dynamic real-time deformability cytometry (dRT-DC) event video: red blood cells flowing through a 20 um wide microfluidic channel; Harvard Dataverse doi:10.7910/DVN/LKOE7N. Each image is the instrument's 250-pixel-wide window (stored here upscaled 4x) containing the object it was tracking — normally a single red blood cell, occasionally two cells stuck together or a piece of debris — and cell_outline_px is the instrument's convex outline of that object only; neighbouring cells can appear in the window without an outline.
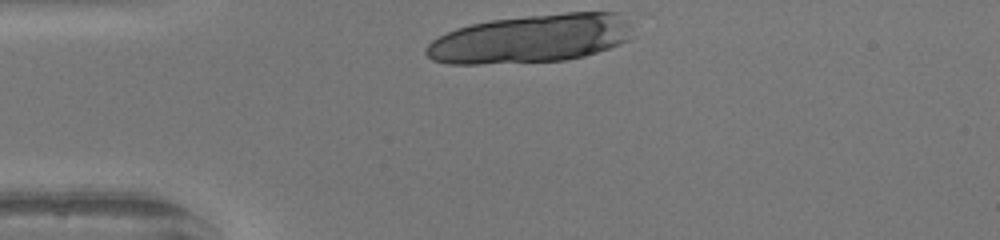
{"species": "human", "species_latin": "Homo sapiens", "temperature_condition": "warm", "stored_images_in_passage": 20, "camera_frame_rate_fps": 3000, "um_per_image_px": 0.085, "donor": {"sex": "female"}, "frame": {"image": 1, "passage_image": 1, "time_ms": 0.0, "image_size_px": [1000, 240], "cell_outline_px": [[636, 36], [620, 44], [584, 56], [564, 60], [480, 64], [448, 64], [432, 60], [424, 52], [424, 48], [432, 40], [456, 28], [472, 24], [492, 20], [524, 16], [568, 12], [620, 12], [632, 24]], "centroid_in_image_um": [45.19, 3.28], "position_along_channel_um": 39.8, "area_um2": 58.67}}
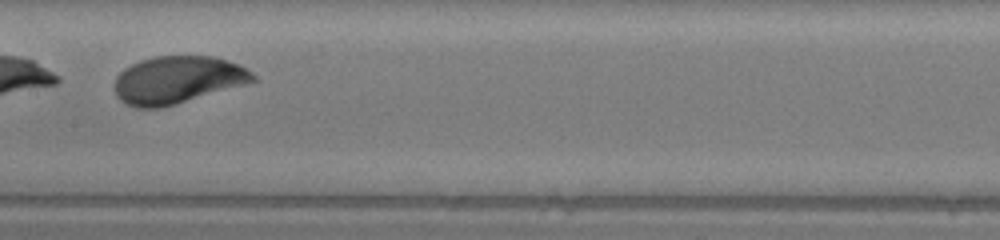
{"frame": {"image": 2, "passage_image": 15, "time_ms": 4.667, "image_size_px": [1000, 240], "cell_outline_px": [[256, 80], [244, 84], [176, 104], [160, 108], [136, 108], [120, 100], [116, 96], [116, 76], [124, 68], [140, 60], [152, 56], [212, 56], [240, 64], [252, 72], [256, 76]], "centroid_in_image_um": [15.08, 6.78], "position_along_channel_um": 192.3, "area_um2": 38.09}}
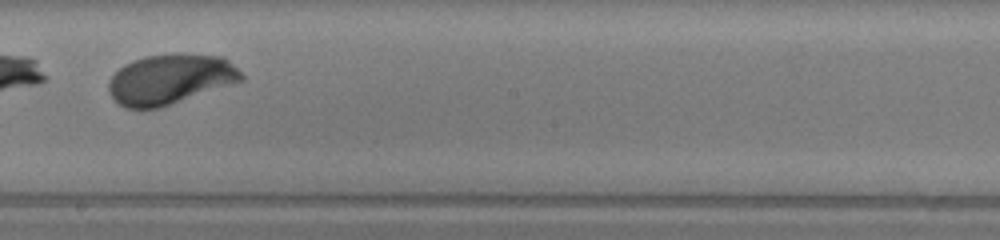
{"frame": {"image": 3, "passage_image": 18, "time_ms": 5.667, "image_size_px": [1000, 240], "cell_outline_px": [[244, 80], [160, 108], [124, 108], [108, 92], [108, 80], [124, 64], [132, 60], [144, 56], [224, 56], [244, 76]], "centroid_in_image_um": [14.44, 6.77], "position_along_channel_um": 233.8, "area_um2": 37.86}}